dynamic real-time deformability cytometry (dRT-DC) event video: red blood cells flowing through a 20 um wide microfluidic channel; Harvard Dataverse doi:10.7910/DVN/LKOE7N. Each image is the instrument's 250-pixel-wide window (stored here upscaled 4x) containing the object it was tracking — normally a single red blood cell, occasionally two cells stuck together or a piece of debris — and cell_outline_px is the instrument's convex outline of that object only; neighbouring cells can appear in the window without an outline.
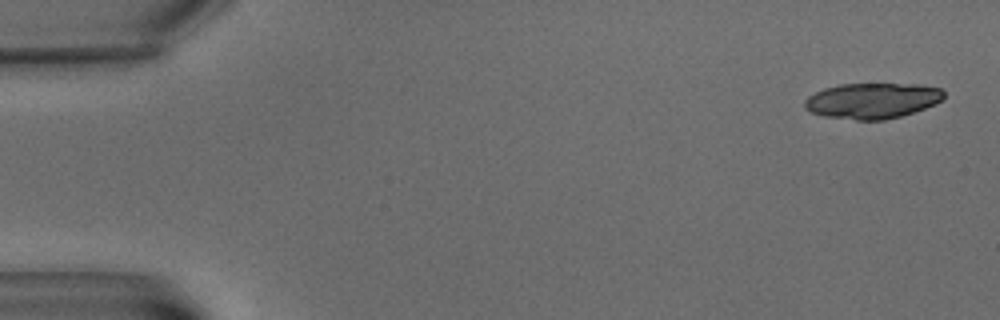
{"species": "common noctule bat (a hibernating species)", "species_latin": "Nyctalus noctula", "temperature_condition": "warm", "stored_images_in_passage": 9, "camera_frame_rate_fps": 3000, "um_per_image_px": 0.085, "animal": {"sex": "male", "body_mass_g": 15.6}, "frame": {"image": 1, "passage_image": 1, "time_ms": 0.0, "image_size_px": [1000, 320], "cell_outline_px": [[944, 96], [936, 104], [900, 116], [884, 120], [856, 120], [824, 116], [812, 112], [804, 108], [804, 100], [808, 96], [824, 88], [840, 84], [920, 84], [940, 88], [944, 92]], "centroid_in_image_um": [74.13, 8.55], "position_along_channel_um": 10.9, "area_um2": 28.84}}
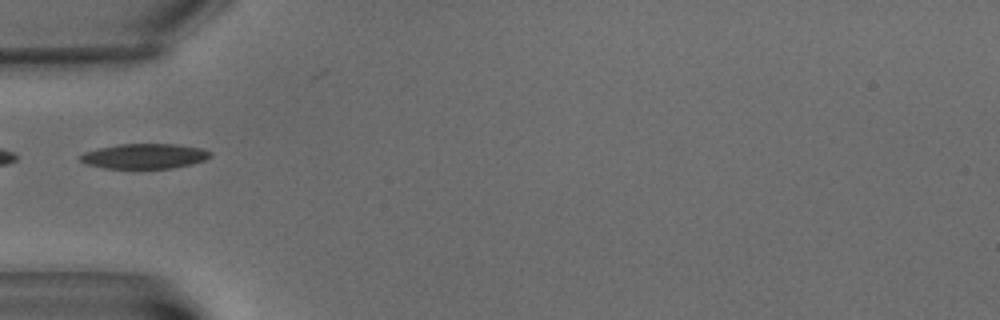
{"frame": {"image": 2, "passage_image": 6, "time_ms": 7.0, "image_size_px": [1000, 320], "cell_outline_px": [[212, 156], [204, 160], [192, 164], [172, 168], [104, 168], [88, 164], [80, 160], [80, 156], [84, 152], [96, 148], [116, 144], [176, 144], [204, 148], [212, 152]], "centroid_in_image_um": [12.31, 13.26], "position_along_channel_um": 72.7, "area_um2": 19.07}}
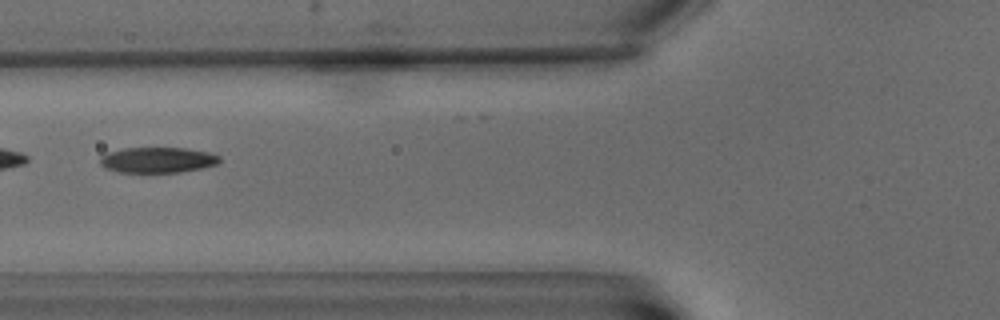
{"frame": {"image": 3, "passage_image": 7, "time_ms": 8.333, "image_size_px": [1000, 320], "cell_outline_px": [[220, 160], [216, 164], [200, 168], [180, 172], [120, 172], [104, 168], [100, 164], [100, 156], [108, 152], [124, 148], [184, 148], [208, 152], [220, 156]], "centroid_in_image_um": [13.36, 13.59], "position_along_channel_um": 112.4, "area_um2": 17.69}}